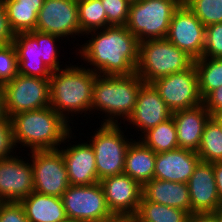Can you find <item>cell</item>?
<instances>
[{"label": "cell", "mask_w": 222, "mask_h": 222, "mask_svg": "<svg viewBox=\"0 0 222 222\" xmlns=\"http://www.w3.org/2000/svg\"><path fill=\"white\" fill-rule=\"evenodd\" d=\"M15 34L10 28L6 9L2 0H0V45L13 43Z\"/></svg>", "instance_id": "74e56055"}, {"label": "cell", "mask_w": 222, "mask_h": 222, "mask_svg": "<svg viewBox=\"0 0 222 222\" xmlns=\"http://www.w3.org/2000/svg\"><path fill=\"white\" fill-rule=\"evenodd\" d=\"M194 65L198 73L199 93L204 100L222 86V58L201 57L194 60Z\"/></svg>", "instance_id": "83f0119b"}, {"label": "cell", "mask_w": 222, "mask_h": 222, "mask_svg": "<svg viewBox=\"0 0 222 222\" xmlns=\"http://www.w3.org/2000/svg\"><path fill=\"white\" fill-rule=\"evenodd\" d=\"M172 117V111L161 99L152 84L145 83L137 97L134 111L127 122L139 128L143 134ZM137 126V127H136Z\"/></svg>", "instance_id": "e0dca14e"}, {"label": "cell", "mask_w": 222, "mask_h": 222, "mask_svg": "<svg viewBox=\"0 0 222 222\" xmlns=\"http://www.w3.org/2000/svg\"><path fill=\"white\" fill-rule=\"evenodd\" d=\"M36 40L40 47L41 51V59L43 63L51 70L57 71L60 68L59 55L55 44L56 40L59 41L60 37L50 34L44 33L37 30H33L29 32Z\"/></svg>", "instance_id": "1f68e13d"}, {"label": "cell", "mask_w": 222, "mask_h": 222, "mask_svg": "<svg viewBox=\"0 0 222 222\" xmlns=\"http://www.w3.org/2000/svg\"><path fill=\"white\" fill-rule=\"evenodd\" d=\"M151 84L172 112L197 107L203 103L194 64L185 71L159 78Z\"/></svg>", "instance_id": "30bf717a"}, {"label": "cell", "mask_w": 222, "mask_h": 222, "mask_svg": "<svg viewBox=\"0 0 222 222\" xmlns=\"http://www.w3.org/2000/svg\"><path fill=\"white\" fill-rule=\"evenodd\" d=\"M18 75V59L13 43L0 45V84L11 81Z\"/></svg>", "instance_id": "d6a6232c"}, {"label": "cell", "mask_w": 222, "mask_h": 222, "mask_svg": "<svg viewBox=\"0 0 222 222\" xmlns=\"http://www.w3.org/2000/svg\"><path fill=\"white\" fill-rule=\"evenodd\" d=\"M132 141L127 149L123 173L136 180L141 186L154 178L156 153L141 140Z\"/></svg>", "instance_id": "cb8c5ba5"}, {"label": "cell", "mask_w": 222, "mask_h": 222, "mask_svg": "<svg viewBox=\"0 0 222 222\" xmlns=\"http://www.w3.org/2000/svg\"><path fill=\"white\" fill-rule=\"evenodd\" d=\"M206 27L222 22V0H182Z\"/></svg>", "instance_id": "4dcf8cb0"}, {"label": "cell", "mask_w": 222, "mask_h": 222, "mask_svg": "<svg viewBox=\"0 0 222 222\" xmlns=\"http://www.w3.org/2000/svg\"><path fill=\"white\" fill-rule=\"evenodd\" d=\"M202 57L222 58V22L206 26Z\"/></svg>", "instance_id": "e575fe53"}, {"label": "cell", "mask_w": 222, "mask_h": 222, "mask_svg": "<svg viewBox=\"0 0 222 222\" xmlns=\"http://www.w3.org/2000/svg\"><path fill=\"white\" fill-rule=\"evenodd\" d=\"M213 170L215 174V181H216L219 200L222 204V162H214Z\"/></svg>", "instance_id": "60d3db41"}, {"label": "cell", "mask_w": 222, "mask_h": 222, "mask_svg": "<svg viewBox=\"0 0 222 222\" xmlns=\"http://www.w3.org/2000/svg\"><path fill=\"white\" fill-rule=\"evenodd\" d=\"M107 16V26H125L131 2L129 0H100Z\"/></svg>", "instance_id": "836d02e7"}, {"label": "cell", "mask_w": 222, "mask_h": 222, "mask_svg": "<svg viewBox=\"0 0 222 222\" xmlns=\"http://www.w3.org/2000/svg\"><path fill=\"white\" fill-rule=\"evenodd\" d=\"M106 203L116 218L133 217L140 204L142 186L125 173L105 177L99 181Z\"/></svg>", "instance_id": "5bb4252c"}, {"label": "cell", "mask_w": 222, "mask_h": 222, "mask_svg": "<svg viewBox=\"0 0 222 222\" xmlns=\"http://www.w3.org/2000/svg\"><path fill=\"white\" fill-rule=\"evenodd\" d=\"M145 200L191 213V201L186 183L171 182L153 178L142 186Z\"/></svg>", "instance_id": "44dd1931"}, {"label": "cell", "mask_w": 222, "mask_h": 222, "mask_svg": "<svg viewBox=\"0 0 222 222\" xmlns=\"http://www.w3.org/2000/svg\"><path fill=\"white\" fill-rule=\"evenodd\" d=\"M61 199L69 222H109L116 218L107 206L99 182L70 185Z\"/></svg>", "instance_id": "52a82bcc"}, {"label": "cell", "mask_w": 222, "mask_h": 222, "mask_svg": "<svg viewBox=\"0 0 222 222\" xmlns=\"http://www.w3.org/2000/svg\"><path fill=\"white\" fill-rule=\"evenodd\" d=\"M70 185H91L99 182L93 148L86 142L61 147Z\"/></svg>", "instance_id": "d6986e66"}, {"label": "cell", "mask_w": 222, "mask_h": 222, "mask_svg": "<svg viewBox=\"0 0 222 222\" xmlns=\"http://www.w3.org/2000/svg\"><path fill=\"white\" fill-rule=\"evenodd\" d=\"M13 45L17 53L18 74L50 79L52 71L43 63L37 40L29 32L15 34Z\"/></svg>", "instance_id": "7402d4cb"}, {"label": "cell", "mask_w": 222, "mask_h": 222, "mask_svg": "<svg viewBox=\"0 0 222 222\" xmlns=\"http://www.w3.org/2000/svg\"><path fill=\"white\" fill-rule=\"evenodd\" d=\"M212 117H213L218 123H220V124L222 125V109L216 111V112L212 115Z\"/></svg>", "instance_id": "ee69618b"}, {"label": "cell", "mask_w": 222, "mask_h": 222, "mask_svg": "<svg viewBox=\"0 0 222 222\" xmlns=\"http://www.w3.org/2000/svg\"><path fill=\"white\" fill-rule=\"evenodd\" d=\"M4 98L6 114L11 116L50 106V79L18 74L5 83Z\"/></svg>", "instance_id": "9c48e42d"}, {"label": "cell", "mask_w": 222, "mask_h": 222, "mask_svg": "<svg viewBox=\"0 0 222 222\" xmlns=\"http://www.w3.org/2000/svg\"><path fill=\"white\" fill-rule=\"evenodd\" d=\"M20 157L0 159V202H19L34 191L32 164Z\"/></svg>", "instance_id": "9a60e30c"}, {"label": "cell", "mask_w": 222, "mask_h": 222, "mask_svg": "<svg viewBox=\"0 0 222 222\" xmlns=\"http://www.w3.org/2000/svg\"><path fill=\"white\" fill-rule=\"evenodd\" d=\"M8 22L14 34L28 33L36 29L39 10L45 0H2Z\"/></svg>", "instance_id": "d4e9b609"}, {"label": "cell", "mask_w": 222, "mask_h": 222, "mask_svg": "<svg viewBox=\"0 0 222 222\" xmlns=\"http://www.w3.org/2000/svg\"><path fill=\"white\" fill-rule=\"evenodd\" d=\"M206 110L213 115L216 111L222 109V86L213 90L204 100Z\"/></svg>", "instance_id": "f35d334b"}, {"label": "cell", "mask_w": 222, "mask_h": 222, "mask_svg": "<svg viewBox=\"0 0 222 222\" xmlns=\"http://www.w3.org/2000/svg\"><path fill=\"white\" fill-rule=\"evenodd\" d=\"M10 120L15 146L19 143L31 151L59 149L72 137V126L51 106L15 114Z\"/></svg>", "instance_id": "7a4b0ae2"}, {"label": "cell", "mask_w": 222, "mask_h": 222, "mask_svg": "<svg viewBox=\"0 0 222 222\" xmlns=\"http://www.w3.org/2000/svg\"><path fill=\"white\" fill-rule=\"evenodd\" d=\"M189 213L184 210L157 204L141 197L133 218L137 222H186Z\"/></svg>", "instance_id": "484cf974"}, {"label": "cell", "mask_w": 222, "mask_h": 222, "mask_svg": "<svg viewBox=\"0 0 222 222\" xmlns=\"http://www.w3.org/2000/svg\"><path fill=\"white\" fill-rule=\"evenodd\" d=\"M19 202L29 222H69L60 197L33 191Z\"/></svg>", "instance_id": "603a6c76"}, {"label": "cell", "mask_w": 222, "mask_h": 222, "mask_svg": "<svg viewBox=\"0 0 222 222\" xmlns=\"http://www.w3.org/2000/svg\"><path fill=\"white\" fill-rule=\"evenodd\" d=\"M64 68L52 71L50 106L70 122L69 113L74 116V112L82 114L85 111L86 114V111L92 110L93 85L97 74L90 68L76 65Z\"/></svg>", "instance_id": "3957f363"}, {"label": "cell", "mask_w": 222, "mask_h": 222, "mask_svg": "<svg viewBox=\"0 0 222 222\" xmlns=\"http://www.w3.org/2000/svg\"><path fill=\"white\" fill-rule=\"evenodd\" d=\"M32 153L34 191L62 197L70 186L68 173L62 152L55 150H37Z\"/></svg>", "instance_id": "8fae6325"}, {"label": "cell", "mask_w": 222, "mask_h": 222, "mask_svg": "<svg viewBox=\"0 0 222 222\" xmlns=\"http://www.w3.org/2000/svg\"><path fill=\"white\" fill-rule=\"evenodd\" d=\"M194 59L170 41L155 39L139 42L136 74L148 84L167 75L187 70Z\"/></svg>", "instance_id": "5b68a950"}, {"label": "cell", "mask_w": 222, "mask_h": 222, "mask_svg": "<svg viewBox=\"0 0 222 222\" xmlns=\"http://www.w3.org/2000/svg\"><path fill=\"white\" fill-rule=\"evenodd\" d=\"M0 222H29L20 202H0Z\"/></svg>", "instance_id": "d590c367"}, {"label": "cell", "mask_w": 222, "mask_h": 222, "mask_svg": "<svg viewBox=\"0 0 222 222\" xmlns=\"http://www.w3.org/2000/svg\"><path fill=\"white\" fill-rule=\"evenodd\" d=\"M87 34L92 38L81 45L78 53L84 61L94 66L91 68L93 72L115 76L136 73L139 41L126 26H107L101 32L93 30Z\"/></svg>", "instance_id": "6da1fadb"}, {"label": "cell", "mask_w": 222, "mask_h": 222, "mask_svg": "<svg viewBox=\"0 0 222 222\" xmlns=\"http://www.w3.org/2000/svg\"><path fill=\"white\" fill-rule=\"evenodd\" d=\"M109 222H137L133 217H121V218H115L112 221Z\"/></svg>", "instance_id": "7bdbcfd3"}, {"label": "cell", "mask_w": 222, "mask_h": 222, "mask_svg": "<svg viewBox=\"0 0 222 222\" xmlns=\"http://www.w3.org/2000/svg\"><path fill=\"white\" fill-rule=\"evenodd\" d=\"M197 154L204 162H222V128L213 117L204 127Z\"/></svg>", "instance_id": "f1b7e54d"}, {"label": "cell", "mask_w": 222, "mask_h": 222, "mask_svg": "<svg viewBox=\"0 0 222 222\" xmlns=\"http://www.w3.org/2000/svg\"><path fill=\"white\" fill-rule=\"evenodd\" d=\"M10 118L6 114L5 109V98H4V88L0 84V120H9Z\"/></svg>", "instance_id": "b9f144b4"}, {"label": "cell", "mask_w": 222, "mask_h": 222, "mask_svg": "<svg viewBox=\"0 0 222 222\" xmlns=\"http://www.w3.org/2000/svg\"><path fill=\"white\" fill-rule=\"evenodd\" d=\"M78 19L81 33L107 27V16L100 0H78Z\"/></svg>", "instance_id": "f546056e"}, {"label": "cell", "mask_w": 222, "mask_h": 222, "mask_svg": "<svg viewBox=\"0 0 222 222\" xmlns=\"http://www.w3.org/2000/svg\"><path fill=\"white\" fill-rule=\"evenodd\" d=\"M186 222H218L214 212L190 213Z\"/></svg>", "instance_id": "ab89813d"}, {"label": "cell", "mask_w": 222, "mask_h": 222, "mask_svg": "<svg viewBox=\"0 0 222 222\" xmlns=\"http://www.w3.org/2000/svg\"><path fill=\"white\" fill-rule=\"evenodd\" d=\"M206 27L182 2L174 11L166 39L194 60L204 51Z\"/></svg>", "instance_id": "7c38bea8"}, {"label": "cell", "mask_w": 222, "mask_h": 222, "mask_svg": "<svg viewBox=\"0 0 222 222\" xmlns=\"http://www.w3.org/2000/svg\"><path fill=\"white\" fill-rule=\"evenodd\" d=\"M182 0H137L131 2L127 29L139 42L165 39L174 11Z\"/></svg>", "instance_id": "8992f818"}, {"label": "cell", "mask_w": 222, "mask_h": 222, "mask_svg": "<svg viewBox=\"0 0 222 222\" xmlns=\"http://www.w3.org/2000/svg\"><path fill=\"white\" fill-rule=\"evenodd\" d=\"M14 147L15 142L11 120H0V159L11 157Z\"/></svg>", "instance_id": "8d00e7d4"}, {"label": "cell", "mask_w": 222, "mask_h": 222, "mask_svg": "<svg viewBox=\"0 0 222 222\" xmlns=\"http://www.w3.org/2000/svg\"><path fill=\"white\" fill-rule=\"evenodd\" d=\"M78 0H45L38 13L37 31L58 37L82 35L78 19Z\"/></svg>", "instance_id": "4fadbf2b"}, {"label": "cell", "mask_w": 222, "mask_h": 222, "mask_svg": "<svg viewBox=\"0 0 222 222\" xmlns=\"http://www.w3.org/2000/svg\"><path fill=\"white\" fill-rule=\"evenodd\" d=\"M119 124L101 123V127L89 141L95 153L99 180L124 171L126 152L131 141L124 136Z\"/></svg>", "instance_id": "ba28073f"}, {"label": "cell", "mask_w": 222, "mask_h": 222, "mask_svg": "<svg viewBox=\"0 0 222 222\" xmlns=\"http://www.w3.org/2000/svg\"><path fill=\"white\" fill-rule=\"evenodd\" d=\"M144 84L136 73L117 76L97 74L93 85L92 111L99 110L106 114L105 118H108L103 124H118L117 119L121 117L127 120L134 111L138 93Z\"/></svg>", "instance_id": "277c9868"}, {"label": "cell", "mask_w": 222, "mask_h": 222, "mask_svg": "<svg viewBox=\"0 0 222 222\" xmlns=\"http://www.w3.org/2000/svg\"><path fill=\"white\" fill-rule=\"evenodd\" d=\"M216 214L218 222H222V204L214 212Z\"/></svg>", "instance_id": "f6af8a7d"}, {"label": "cell", "mask_w": 222, "mask_h": 222, "mask_svg": "<svg viewBox=\"0 0 222 222\" xmlns=\"http://www.w3.org/2000/svg\"><path fill=\"white\" fill-rule=\"evenodd\" d=\"M179 148L197 152L204 127L212 115L202 103L197 107L172 112Z\"/></svg>", "instance_id": "ffe728a7"}, {"label": "cell", "mask_w": 222, "mask_h": 222, "mask_svg": "<svg viewBox=\"0 0 222 222\" xmlns=\"http://www.w3.org/2000/svg\"><path fill=\"white\" fill-rule=\"evenodd\" d=\"M187 185L191 201V213L215 212L221 205L213 163L200 160Z\"/></svg>", "instance_id": "2e32d148"}, {"label": "cell", "mask_w": 222, "mask_h": 222, "mask_svg": "<svg viewBox=\"0 0 222 222\" xmlns=\"http://www.w3.org/2000/svg\"><path fill=\"white\" fill-rule=\"evenodd\" d=\"M144 135V137H143ZM141 141L155 153L179 148L173 117L146 131Z\"/></svg>", "instance_id": "4316f807"}, {"label": "cell", "mask_w": 222, "mask_h": 222, "mask_svg": "<svg viewBox=\"0 0 222 222\" xmlns=\"http://www.w3.org/2000/svg\"><path fill=\"white\" fill-rule=\"evenodd\" d=\"M199 161L197 152L182 148L156 153L154 178L187 184Z\"/></svg>", "instance_id": "ac0fdd59"}]
</instances>
